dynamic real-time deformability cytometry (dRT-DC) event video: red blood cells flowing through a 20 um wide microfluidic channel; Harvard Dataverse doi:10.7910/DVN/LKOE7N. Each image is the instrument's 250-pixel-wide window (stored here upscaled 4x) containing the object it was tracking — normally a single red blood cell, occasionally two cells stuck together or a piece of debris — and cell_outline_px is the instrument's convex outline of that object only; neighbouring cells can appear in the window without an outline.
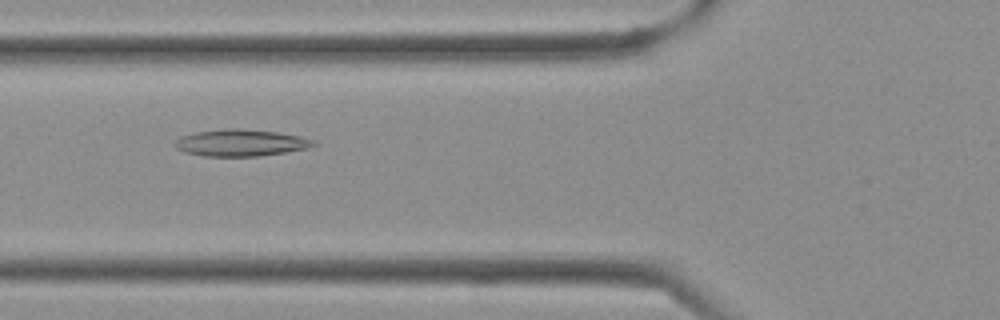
{"species": "Egyptian fruit bat (a non-hibernating species)", "species_latin": "Rousettus aegyptiacus", "temperature_condition": "cold", "stored_images_in_passage": 38, "camera_frame_rate_fps": 3000, "um_per_image_px": 0.085, "frame": {"image": 1, "passage_image": 14, "time_ms": 4.333, "image_size_px": [1000, 320], "cell_outline_px": [[316, 144], [308, 148], [260, 156], [204, 156], [184, 152], [176, 148], [172, 144], [180, 136], [196, 132], [224, 128], [236, 128], [276, 132], [300, 136], [316, 140]], "centroid_in_image_um": [20.43, 12.13], "position_along_channel_um": 105.4, "area_um2": 21.68}}
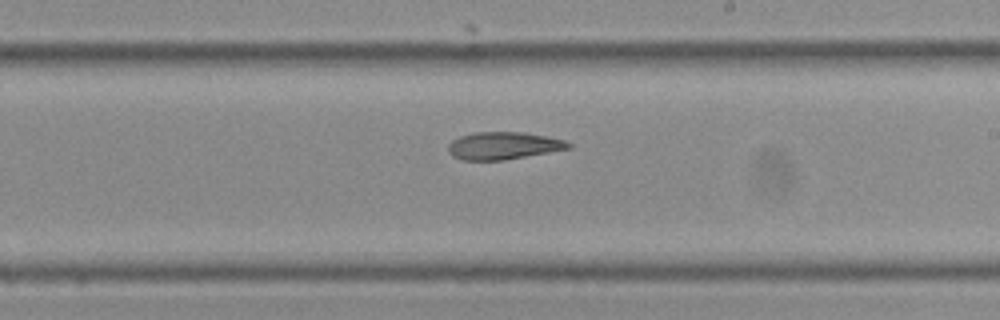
{"frame": {"image": 2, "passage_image": 22, "time_ms": 7.0, "image_size_px": [1000, 320], "cell_outline_px": [[572, 148], [504, 160], [464, 160], [452, 156], [448, 152], [448, 144], [452, 140], [460, 136], [476, 132], [524, 132], [548, 136], [564, 140], [572, 144]], "centroid_in_image_um": [42.79, 12.38], "position_along_channel_um": 246.2, "area_um2": 19.31}}
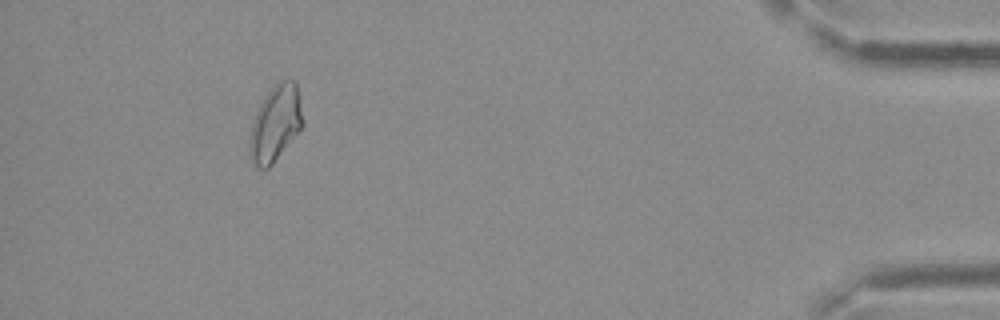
{"frame": {"image": 3, "passage_image": 35, "time_ms": 11.333, "image_size_px": [1000, 320], "cell_outline_px": [[304, 124], [272, 164], [268, 168], [260, 168], [252, 160], [248, 152], [248, 140], [252, 124], [256, 112], [260, 104], [268, 92], [280, 80], [292, 80], [296, 84], [300, 96], [304, 120]], "centroid_in_image_um": [23.41, 10.49], "position_along_channel_um": 411.8, "area_um2": 23.29}}